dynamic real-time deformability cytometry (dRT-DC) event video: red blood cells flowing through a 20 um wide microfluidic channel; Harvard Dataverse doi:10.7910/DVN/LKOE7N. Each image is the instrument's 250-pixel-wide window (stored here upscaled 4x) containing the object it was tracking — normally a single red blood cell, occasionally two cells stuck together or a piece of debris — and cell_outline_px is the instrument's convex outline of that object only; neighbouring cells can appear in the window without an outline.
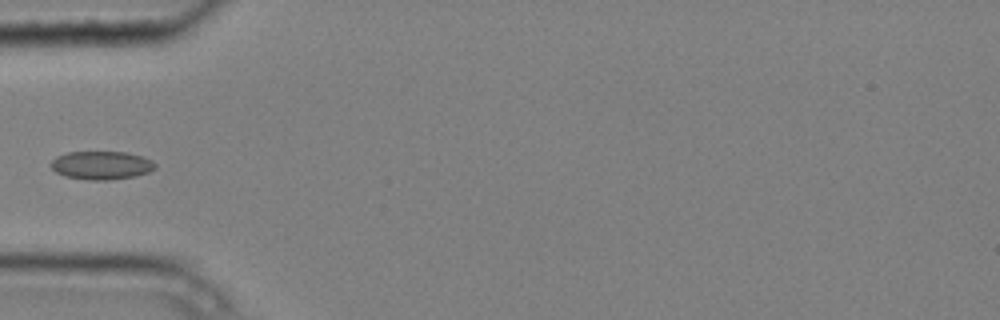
{"species": "common noctule bat (a hibernating species)", "species_latin": "Nyctalus noctula", "temperature_condition": "cold", "stored_images_in_passage": 8, "camera_frame_rate_fps": 3000, "um_per_image_px": 0.085, "animal": {"sex": "male", "body_mass_g": 20.4}, "frame": {"image": 1, "passage_image": 4, "time_ms": 1.0, "image_size_px": [1000, 320], "cell_outline_px": [[156, 168], [148, 172], [136, 176], [108, 180], [88, 180], [64, 176], [56, 172], [52, 168], [52, 160], [56, 156], [68, 152], [128, 152], [152, 160], [156, 164]], "centroid_in_image_um": [8.63, 14.05], "position_along_channel_um": 76.4, "area_um2": 17.22}}
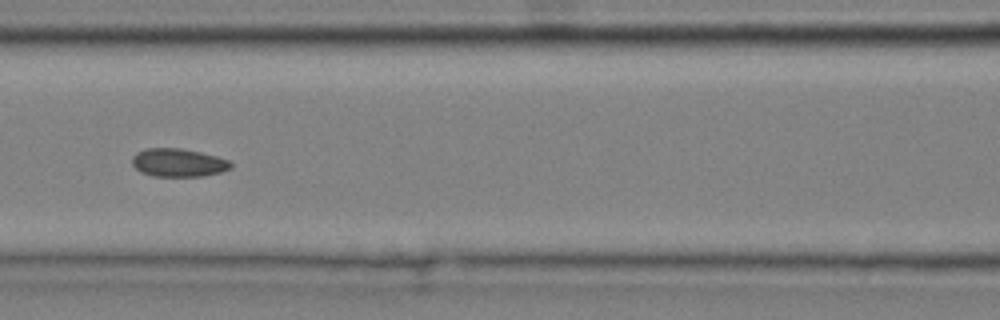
{"frame": {"image": 2, "passage_image": 6, "time_ms": 1.667, "image_size_px": [1000, 320], "cell_outline_px": [[232, 168], [220, 172], [204, 176], [152, 176], [140, 172], [132, 164], [132, 156], [136, 152], [144, 148], [180, 148], [200, 152], [216, 156], [228, 160], [232, 164]], "centroid_in_image_um": [15.13, 13.82], "position_along_channel_um": 151.5, "area_um2": 16.3}}
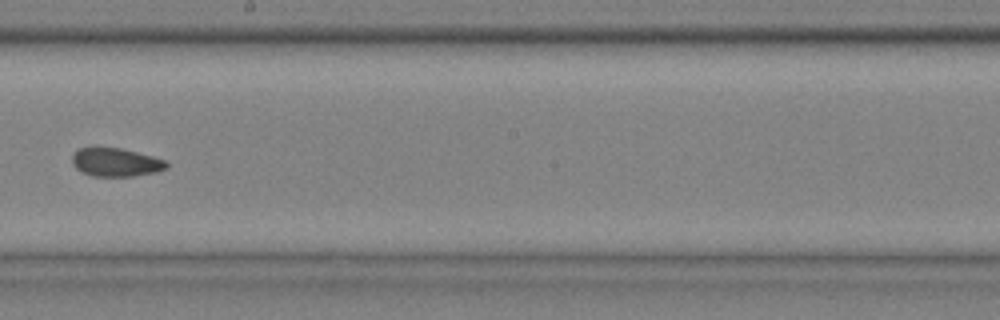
{"frame": {"image": 3, "passage_image": 8, "time_ms": 2.333, "image_size_px": [1000, 320], "cell_outline_px": [[168, 168], [156, 172], [132, 176], [92, 176], [80, 172], [72, 164], [72, 156], [76, 148], [120, 148], [152, 156], [164, 160], [168, 164]], "centroid_in_image_um": [9.81, 13.8], "position_along_channel_um": 238.4, "area_um2": 15.61}}